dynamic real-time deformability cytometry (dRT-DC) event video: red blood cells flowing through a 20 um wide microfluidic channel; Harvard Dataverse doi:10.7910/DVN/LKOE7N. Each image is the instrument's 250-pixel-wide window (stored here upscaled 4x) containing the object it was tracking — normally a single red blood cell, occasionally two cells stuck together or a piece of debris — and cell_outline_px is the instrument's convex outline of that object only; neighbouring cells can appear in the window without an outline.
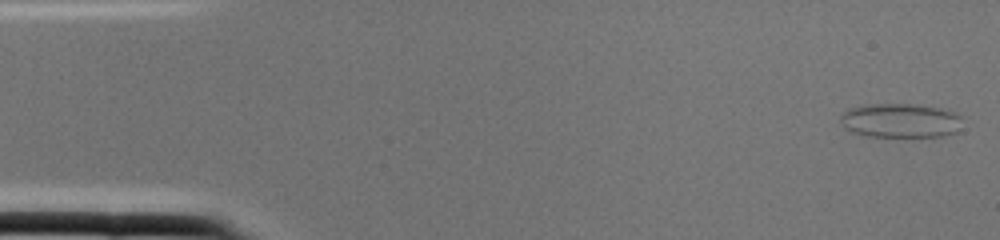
{"species": "common noctule bat (a hibernating species)", "species_latin": "Nyctalus noctula", "temperature_condition": "cold", "stored_images_in_passage": 2, "camera_frame_rate_fps": 3000, "um_per_image_px": 0.085, "animal": {"sex": "female", "body_mass_g": 22.0, "forearm_length_mm": 56.7}, "frame": {"image": 1, "passage_image": 1, "time_ms": 0.0, "image_size_px": [1000, 240], "cell_outline_px": [[960, 116], [956, 132], [944, 136], [864, 136], [848, 132], [844, 128], [840, 120], [840, 116], [848, 108], [868, 104], [912, 104], [948, 108], [956, 112]], "centroid_in_image_um": [76.49, 10.24], "position_along_channel_um": 8.5, "area_um2": 24.57}}
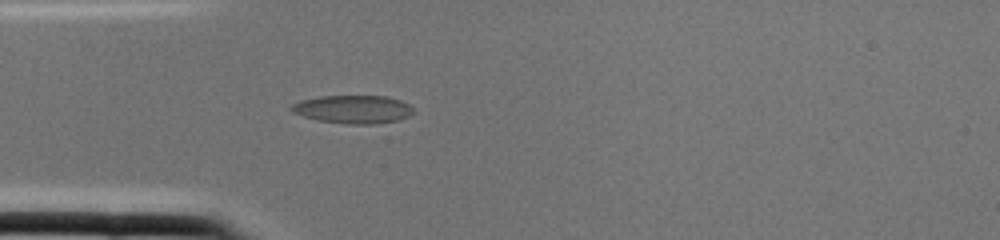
{"frame": {"image": 2, "passage_image": 2, "time_ms": 0.333, "image_size_px": [1000, 240], "cell_outline_px": [[412, 112], [408, 116], [400, 120], [376, 124], [348, 124], [316, 120], [292, 112], [288, 108], [292, 104], [300, 100], [320, 96], [388, 96], [400, 100], [408, 104], [412, 108]], "centroid_in_image_um": [29.98, 9.29], "position_along_channel_um": 55.0, "area_um2": 20.11}}